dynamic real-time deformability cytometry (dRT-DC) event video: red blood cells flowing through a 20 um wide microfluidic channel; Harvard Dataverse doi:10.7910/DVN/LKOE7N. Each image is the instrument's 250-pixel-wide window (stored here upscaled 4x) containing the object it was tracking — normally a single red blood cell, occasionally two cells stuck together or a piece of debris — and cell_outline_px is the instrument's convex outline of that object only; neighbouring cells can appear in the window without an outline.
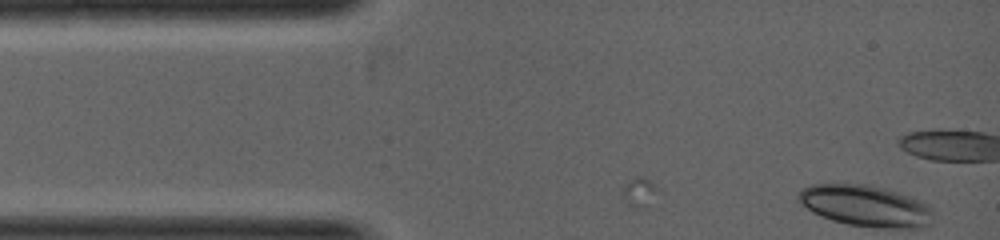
{"species": "common noctule bat (a hibernating species)", "species_latin": "Nyctalus noctula", "temperature_condition": "warm", "stored_images_in_passage": 2, "camera_frame_rate_fps": 5000, "um_per_image_px": 0.085, "animal": {"sex": "female", "body_mass_g": 19.0, "forearm_length_mm": 53.3}, "frame": {"image": 1, "passage_image": 2, "time_ms": 0.2, "image_size_px": [1000, 240], "cell_outline_px": [[928, 212], [920, 224], [848, 224], [832, 220], [808, 208], [796, 196], [804, 188], [816, 184], [848, 184], [872, 188], [892, 192], [912, 200], [928, 208]], "centroid_in_image_um": [73.24, 17.42], "position_along_channel_um": 11.8, "area_um2": 28.03}}